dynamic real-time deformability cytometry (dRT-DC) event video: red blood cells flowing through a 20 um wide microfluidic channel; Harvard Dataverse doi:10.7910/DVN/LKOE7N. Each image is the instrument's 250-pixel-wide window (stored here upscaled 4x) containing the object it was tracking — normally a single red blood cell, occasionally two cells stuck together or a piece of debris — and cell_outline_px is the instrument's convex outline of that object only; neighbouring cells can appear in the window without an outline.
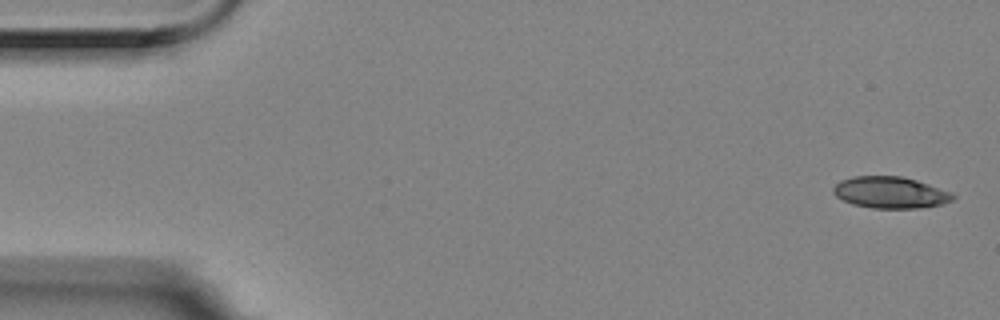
{"species": "Egyptian fruit bat (a non-hibernating species)", "species_latin": "Rousettus aegyptiacus", "temperature_condition": "room temperature", "stored_images_in_passage": 5, "camera_frame_rate_fps": 3000, "um_per_image_px": 0.085, "animal": {"sex": "female"}, "frame": {"image": 1, "passage_image": 1, "time_ms": 0.0, "image_size_px": [1000, 320], "cell_outline_px": [[956, 196], [952, 200], [940, 204], [920, 208], [872, 208], [852, 204], [836, 196], [832, 192], [832, 188], [840, 180], [852, 176], [900, 176], [916, 180], [952, 192]], "centroid_in_image_um": [75.65, 16.36], "position_along_channel_um": 9.3, "area_um2": 21.96}}
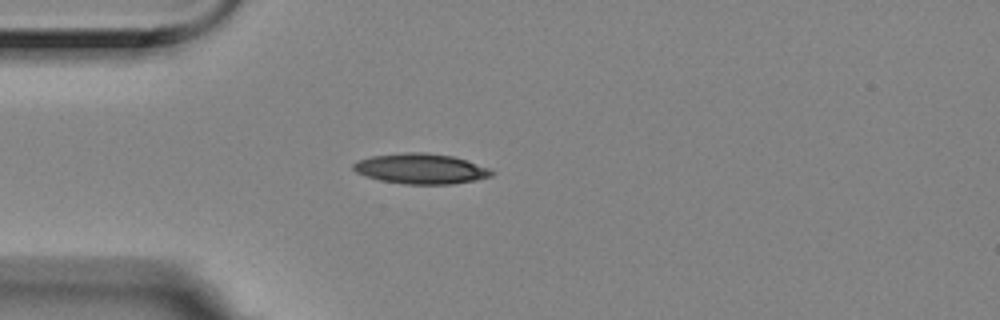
{"frame": {"image": 2, "passage_image": 5, "time_ms": 1.333, "image_size_px": [1000, 320], "cell_outline_px": [[496, 172], [492, 176], [472, 180], [448, 184], [404, 184], [380, 180], [356, 172], [352, 168], [352, 164], [360, 160], [372, 156], [404, 152], [424, 152], [452, 156], [488, 168]], "centroid_in_image_um": [35.75, 14.34], "position_along_channel_um": 49.3, "area_um2": 24.04}}